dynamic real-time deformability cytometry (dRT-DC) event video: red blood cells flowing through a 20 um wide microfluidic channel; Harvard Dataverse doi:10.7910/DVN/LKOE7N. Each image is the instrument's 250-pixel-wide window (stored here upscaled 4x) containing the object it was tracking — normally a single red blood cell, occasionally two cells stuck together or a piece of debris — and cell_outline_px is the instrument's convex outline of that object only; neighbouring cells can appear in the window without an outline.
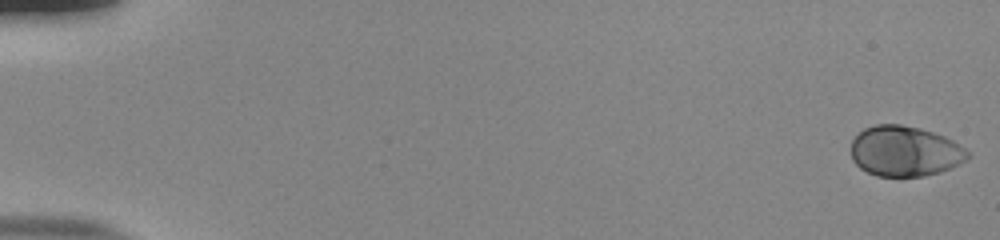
{"species": "human", "species_latin": "Homo sapiens", "temperature_condition": "room temperature", "stored_images_in_passage": 55, "camera_frame_rate_fps": 3000, "um_per_image_px": 0.085, "donor": {"sex": "male"}, "frame": {"image": 1, "passage_image": 1, "time_ms": 0.0, "image_size_px": [1000, 240], "cell_outline_px": [[972, 156], [968, 160], [940, 172], [924, 176], [876, 176], [860, 168], [852, 160], [852, 140], [864, 128], [876, 124], [900, 124], [920, 128], [944, 136], [952, 140], [972, 152]], "centroid_in_image_um": [76.95, 12.85], "position_along_channel_um": 8.1, "area_um2": 34.45}}
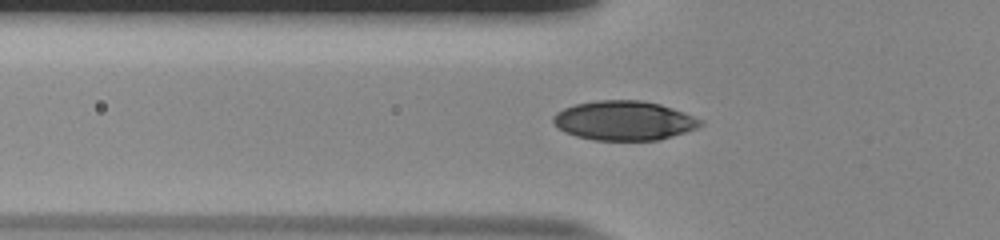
{"frame": {"image": 2, "passage_image": 20, "time_ms": 6.333, "image_size_px": [1000, 240], "cell_outline_px": [[704, 124], [696, 128], [660, 140], [592, 140], [576, 136], [564, 132], [552, 120], [552, 116], [556, 112], [564, 108], [576, 104], [600, 100], [640, 100], [660, 104], [672, 108], [704, 120]], "centroid_in_image_um": [53.05, 10.25], "position_along_channel_um": 72.8, "area_um2": 33.7}}
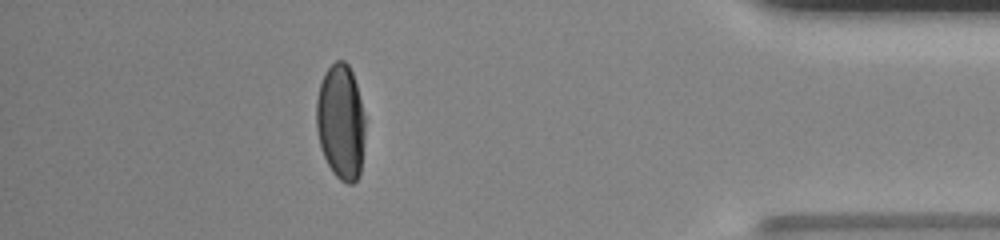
{"frame": {"image": 3, "passage_image": 49, "time_ms": 16.0, "image_size_px": [1000, 240], "cell_outline_px": [[364, 144], [360, 172], [356, 180], [352, 184], [348, 184], [340, 180], [332, 172], [324, 156], [320, 144], [316, 128], [316, 100], [320, 84], [328, 68], [336, 60], [344, 60], [348, 64], [352, 72], [356, 84], [364, 116]], "centroid_in_image_um": [28.96, 10.37], "position_along_channel_um": 406.2, "area_um2": 32.66}, "authors_computed_cell_mechanics": {"area_um2": 33.813, "velocity_mm_per_s": 3.8431, "shape_relaxation_time_tau1_ms": 3.1784, "shape_relaxation_time_tau2_ms": null, "deformation_change_tau1": 0.1705, "deformation_change_tau2": null}}